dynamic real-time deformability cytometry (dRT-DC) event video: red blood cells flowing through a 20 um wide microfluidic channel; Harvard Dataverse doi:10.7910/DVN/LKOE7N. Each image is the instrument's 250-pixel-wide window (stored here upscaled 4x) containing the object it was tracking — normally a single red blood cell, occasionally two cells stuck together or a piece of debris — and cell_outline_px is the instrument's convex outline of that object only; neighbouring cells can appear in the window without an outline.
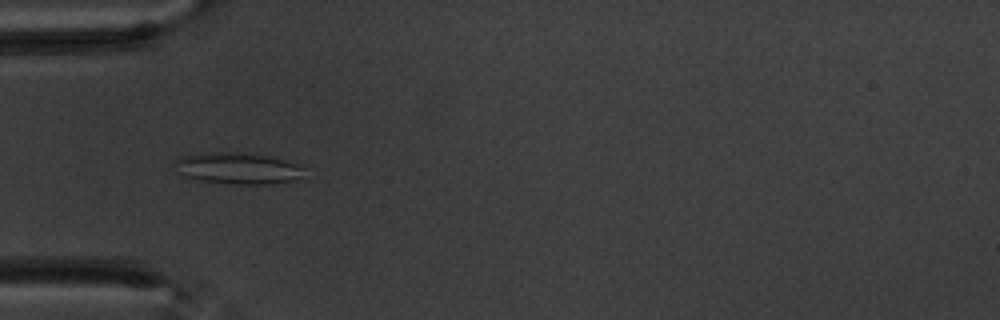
{"species": "common noctule bat (a hibernating species)", "species_latin": "Nyctalus noctula", "temperature_condition": "warm", "stored_images_in_passage": 57, "camera_frame_rate_fps": 3000, "um_per_image_px": 0.085, "animal": {"sex": "male", "body_mass_g": 20.1, "forearm_length_mm": 53.5}, "frame": {"image": 1, "passage_image": 18, "time_ms": 5.667, "image_size_px": [1000, 320], "cell_outline_px": [[304, 168], [300, 176], [292, 180], [264, 184], [236, 184], [200, 180], [184, 176], [180, 172], [176, 160], [184, 156], [196, 152], [252, 152], [284, 160]], "centroid_in_image_um": [20.19, 14.28], "position_along_channel_um": 64.8, "area_um2": 23.29}}
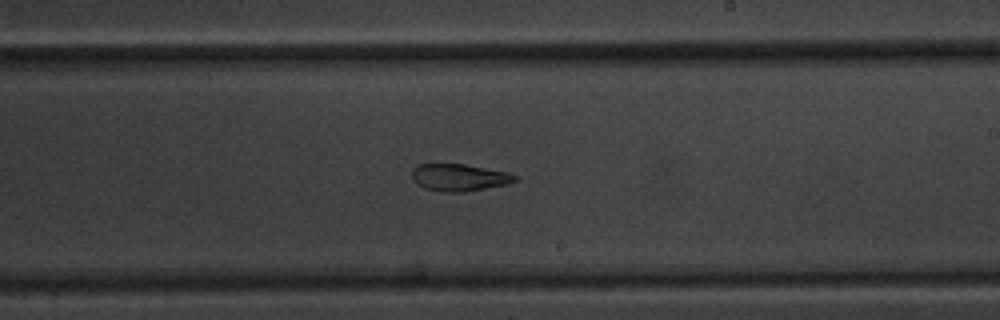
{"frame": {"image": 2, "passage_image": 34, "time_ms": 11.0, "image_size_px": [1000, 320], "cell_outline_px": [[520, 180], [504, 184], [464, 192], [444, 192], [424, 188], [416, 184], [412, 180], [412, 168], [416, 164], [464, 164], [508, 172], [520, 176]], "centroid_in_image_um": [39.02, 15.08], "position_along_channel_um": 250.0, "area_um2": 16.42}}
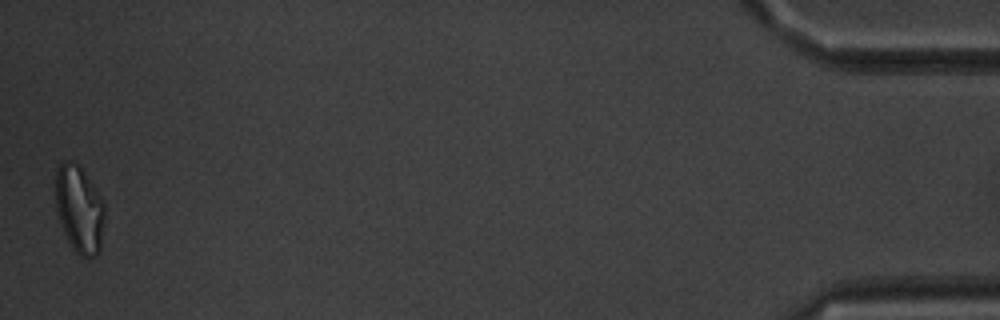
{"frame": {"image": 3, "passage_image": 57, "time_ms": 18.667, "image_size_px": [1000, 320], "cell_outline_px": [[104, 220], [100, 252], [96, 256], [88, 260], [80, 256], [72, 248], [64, 232], [56, 208], [56, 168], [64, 160], [72, 160], [84, 172], [100, 196], [104, 204]], "centroid_in_image_um": [6.75, 17.83], "position_along_channel_um": 428.4, "area_um2": 24.97}, "authors_computed_cell_mechanics": {"area_um2": 21.6172, "velocity_mm_per_s": 3.4904, "shape_relaxation_time_tau1_ms": null, "shape_relaxation_time_tau2_ms": 4.0757, "deformation_change_tau1": null, "deformation_change_tau2": 0.1159}}